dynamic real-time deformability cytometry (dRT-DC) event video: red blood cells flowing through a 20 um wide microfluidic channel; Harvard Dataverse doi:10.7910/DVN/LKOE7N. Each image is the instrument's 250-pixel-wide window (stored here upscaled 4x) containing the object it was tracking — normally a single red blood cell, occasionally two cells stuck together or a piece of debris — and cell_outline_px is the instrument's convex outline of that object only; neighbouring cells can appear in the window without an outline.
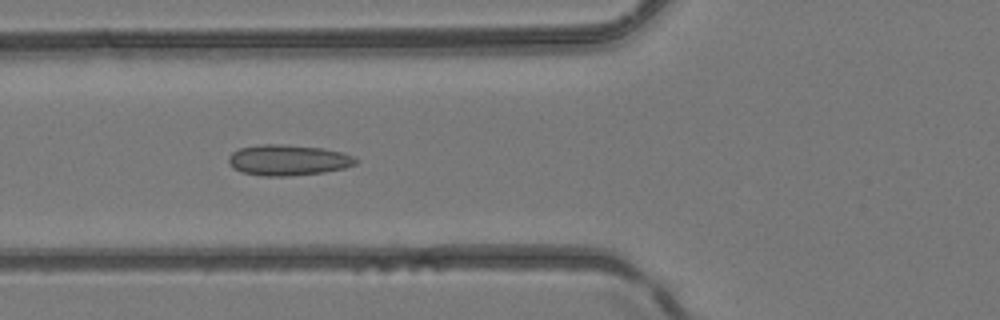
{"species": "common noctule bat (a hibernating species)", "species_latin": "Nyctalus noctula", "temperature_condition": "room temperature", "stored_images_in_passage": 7, "camera_frame_rate_fps": 3000, "um_per_image_px": 0.085, "animal": {"sex": "female", "body_mass_g": 24.6, "forearm_length_mm": 56.2}, "frame": {"image": 1, "passage_image": 6, "time_ms": 5.667, "image_size_px": [1000, 320], "cell_outline_px": [[360, 160], [356, 164], [344, 168], [324, 172], [288, 176], [264, 176], [240, 172], [232, 168], [228, 164], [228, 156], [232, 152], [240, 148], [260, 144], [284, 144], [320, 148], [340, 152], [352, 156]], "centroid_in_image_um": [24.44, 13.61], "position_along_channel_um": 101.4, "area_um2": 22.89}}
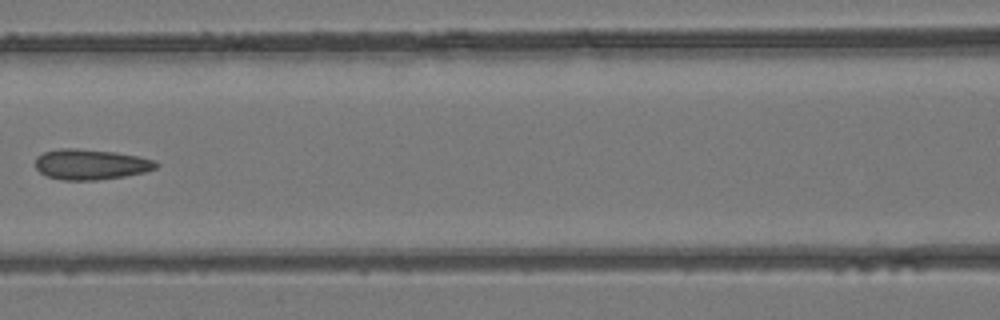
{"frame": {"image": 2, "passage_image": 7, "time_ms": 7.0, "image_size_px": [1000, 320], "cell_outline_px": [[160, 164], [156, 168], [144, 172], [124, 176], [96, 180], [64, 180], [48, 176], [40, 172], [36, 168], [36, 156], [44, 152], [60, 148], [76, 148], [116, 152], [140, 156], [156, 160]], "centroid_in_image_um": [7.74, 13.96], "position_along_channel_um": 158.9, "area_um2": 21.5}}